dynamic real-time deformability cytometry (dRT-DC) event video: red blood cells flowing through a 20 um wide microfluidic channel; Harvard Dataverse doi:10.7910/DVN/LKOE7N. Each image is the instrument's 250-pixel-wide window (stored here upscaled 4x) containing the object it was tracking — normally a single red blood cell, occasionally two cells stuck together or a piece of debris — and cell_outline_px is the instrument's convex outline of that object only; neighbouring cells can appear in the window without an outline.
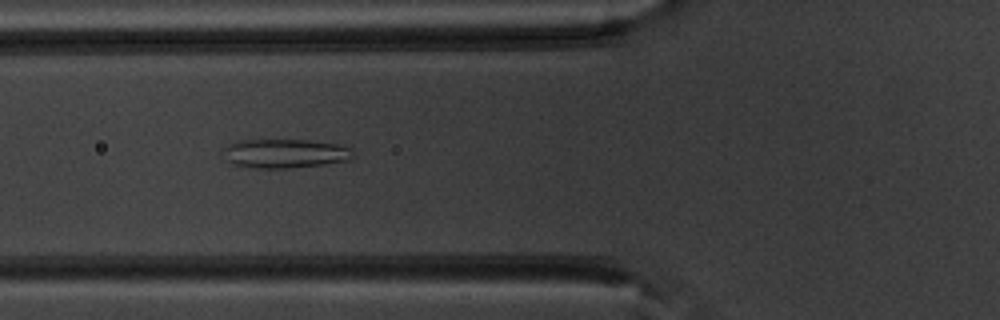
{"species": "common noctule bat (a hibernating species)", "species_latin": "Nyctalus noctula", "temperature_condition": "warm", "stored_images_in_passage": 54, "camera_frame_rate_fps": 3000, "um_per_image_px": 0.085, "animal": {"sex": "male", "body_mass_g": 20.1, "forearm_length_mm": 53.5}, "frame": {"image": 1, "passage_image": 21, "time_ms": 6.667, "image_size_px": [1000, 320], "cell_outline_px": [[352, 156], [348, 160], [324, 164], [288, 168], [256, 168], [232, 164], [228, 160], [224, 148], [228, 144], [236, 140], [308, 140], [336, 144], [352, 148]], "centroid_in_image_um": [24.22, 13.04], "position_along_channel_um": 101.6, "area_um2": 21.73}}
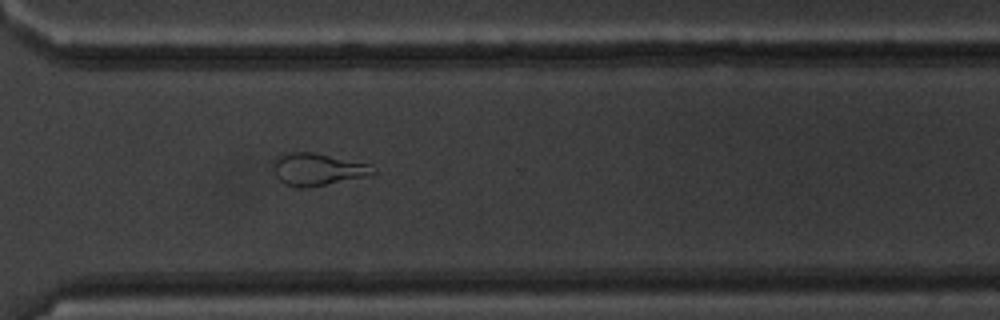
{"frame": {"image": 2, "passage_image": 40, "time_ms": 13.0, "image_size_px": [1000, 320], "cell_outline_px": [[376, 172], [364, 176], [308, 188], [296, 188], [284, 184], [272, 172], [272, 160], [280, 156], [292, 152], [312, 152], [372, 164], [376, 168]], "centroid_in_image_um": [26.95, 14.4], "position_along_channel_um": 343.6, "area_um2": 18.84}}
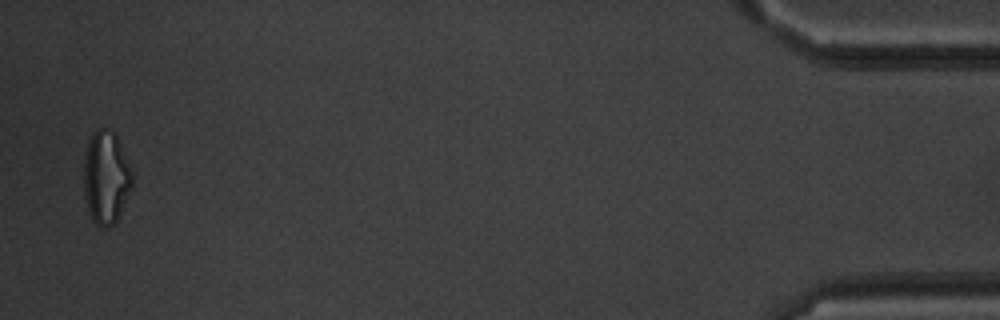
{"frame": {"image": 3, "passage_image": 53, "time_ms": 17.333, "image_size_px": [1000, 320], "cell_outline_px": [[132, 188], [116, 220], [108, 228], [100, 228], [92, 220], [88, 208], [84, 192], [84, 152], [92, 132], [96, 128], [104, 128], [116, 132], [132, 172]], "centroid_in_image_um": [9.0, 15.05], "position_along_channel_um": 426.2, "area_um2": 26.41}, "authors_computed_cell_mechanics": {"area_um2": 23.9292, "velocity_mm_per_s": 3.8252, "shape_relaxation_time_tau1_ms": null, "shape_relaxation_time_tau2_ms": 2.8105, "deformation_change_tau1": null, "deformation_change_tau2": 0.1155}}